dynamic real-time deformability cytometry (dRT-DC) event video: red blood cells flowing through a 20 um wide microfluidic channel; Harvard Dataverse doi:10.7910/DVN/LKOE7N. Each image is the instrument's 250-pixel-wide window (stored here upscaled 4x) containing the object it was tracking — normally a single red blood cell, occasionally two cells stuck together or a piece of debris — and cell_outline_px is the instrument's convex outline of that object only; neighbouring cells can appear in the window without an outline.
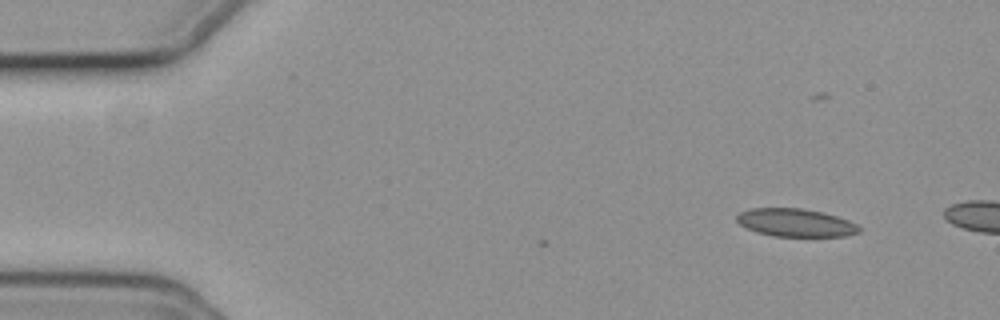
{"species": "common noctule bat (a hibernating species)", "species_latin": "Nyctalus noctula", "temperature_condition": "cold", "stored_images_in_passage": 6, "camera_frame_rate_fps": 3000, "um_per_image_px": 0.085, "animal": {"sex": "female", "body_mass_g": 19.3, "forearm_length_mm": 54.1}, "frame": {"image": 1, "passage_image": 1, "time_ms": 0.0, "image_size_px": [1000, 320], "cell_outline_px": [[860, 232], [844, 236], [772, 236], [756, 232], [740, 224], [736, 220], [736, 216], [740, 212], [752, 208], [800, 208], [824, 212], [848, 220], [856, 224], [860, 228]], "centroid_in_image_um": [67.62, 18.92], "position_along_channel_um": 17.4, "area_um2": 19.88}}